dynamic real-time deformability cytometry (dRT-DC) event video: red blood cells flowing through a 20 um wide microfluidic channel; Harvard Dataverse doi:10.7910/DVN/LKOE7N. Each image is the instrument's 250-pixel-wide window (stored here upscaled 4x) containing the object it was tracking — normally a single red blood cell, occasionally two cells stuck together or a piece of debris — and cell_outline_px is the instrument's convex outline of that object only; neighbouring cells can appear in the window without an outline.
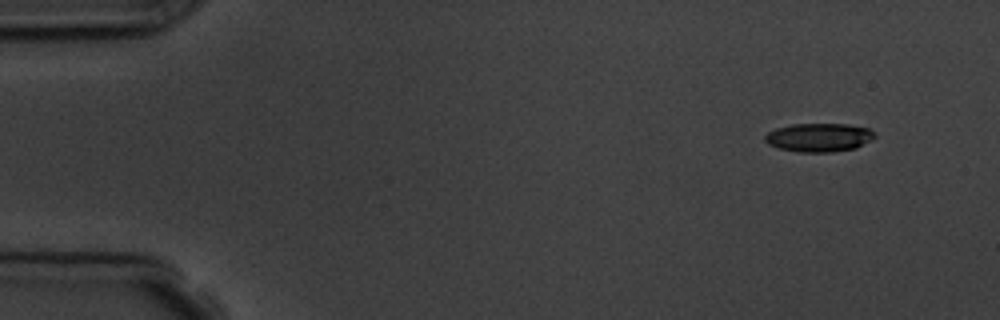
{"species": "common noctule bat (a hibernating species)", "species_latin": "Nyctalus noctula", "temperature_condition": "room temperature", "stored_images_in_passage": 10, "camera_frame_rate_fps": 3000, "um_per_image_px": 0.085, "animal": {"sex": "male", "body_mass_g": 19.5, "forearm_length_mm": 54.6}, "frame": {"image": 1, "passage_image": 1, "time_ms": 0.0, "image_size_px": [1000, 320], "cell_outline_px": [[876, 136], [872, 140], [856, 148], [832, 152], [800, 152], [780, 148], [768, 144], [764, 140], [764, 136], [768, 132], [776, 128], [792, 124], [848, 124], [868, 128], [876, 132]], "centroid_in_image_um": [69.64, 11.68], "position_along_channel_um": 15.4, "area_um2": 18.38}}
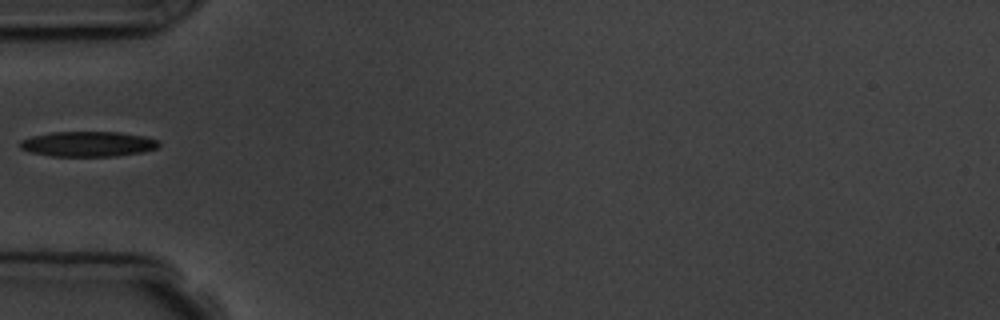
{"frame": {"image": 2, "passage_image": 5, "time_ms": 4.667, "image_size_px": [1000, 320], "cell_outline_px": [[160, 144], [156, 148], [144, 152], [116, 156], [52, 156], [32, 152], [20, 148], [20, 140], [32, 136], [52, 132], [120, 132], [144, 136], [160, 140]], "centroid_in_image_um": [7.52, 12.24], "position_along_channel_um": 77.5, "area_um2": 20.4}}
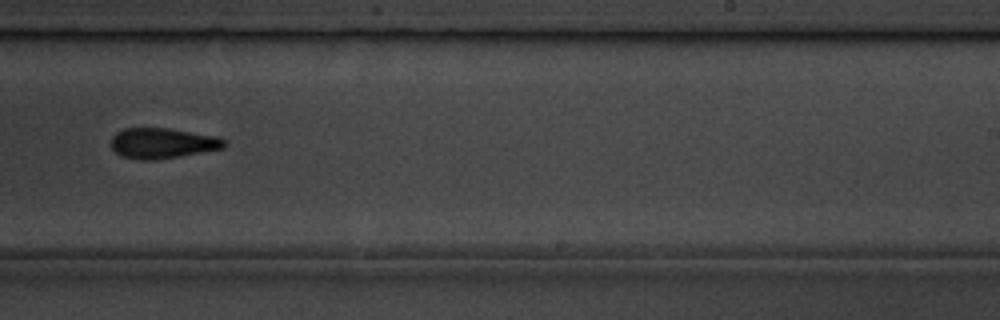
{"frame": {"image": 3, "passage_image": 10, "time_ms": 10.0, "image_size_px": [1000, 320], "cell_outline_px": [[228, 144], [224, 148], [152, 160], [140, 160], [124, 156], [116, 152], [112, 148], [112, 136], [116, 132], [124, 128], [168, 128], [220, 136]], "centroid_in_image_um": [13.83, 12.15], "position_along_channel_um": 275.2, "area_um2": 19.94}}